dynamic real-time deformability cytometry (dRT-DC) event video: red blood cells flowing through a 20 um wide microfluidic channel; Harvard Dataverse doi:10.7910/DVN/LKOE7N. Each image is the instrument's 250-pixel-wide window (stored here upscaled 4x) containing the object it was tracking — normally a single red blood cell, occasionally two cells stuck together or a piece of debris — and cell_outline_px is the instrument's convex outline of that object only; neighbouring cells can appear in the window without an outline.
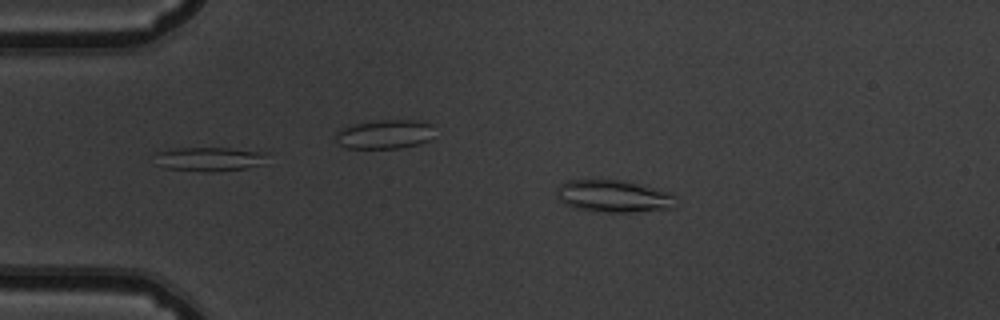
{"species": "common noctule bat (a hibernating species)", "species_latin": "Nyctalus noctula", "temperature_condition": "warm", "stored_images_in_passage": 53, "camera_frame_rate_fps": 3000, "um_per_image_px": 0.085, "animal": {"sex": "male", "body_mass_g": 19.5, "forearm_length_mm": 54.6}, "frame": {"image": 1, "passage_image": 10, "time_ms": 3.0, "image_size_px": [1000, 320], "cell_outline_px": [[680, 200], [676, 208], [628, 212], [600, 212], [572, 208], [564, 204], [556, 196], [556, 188], [560, 184], [568, 180], [624, 180], [668, 192], [676, 196]], "centroid_in_image_um": [52.17, 16.69], "position_along_channel_um": 32.8, "area_um2": 22.77}}
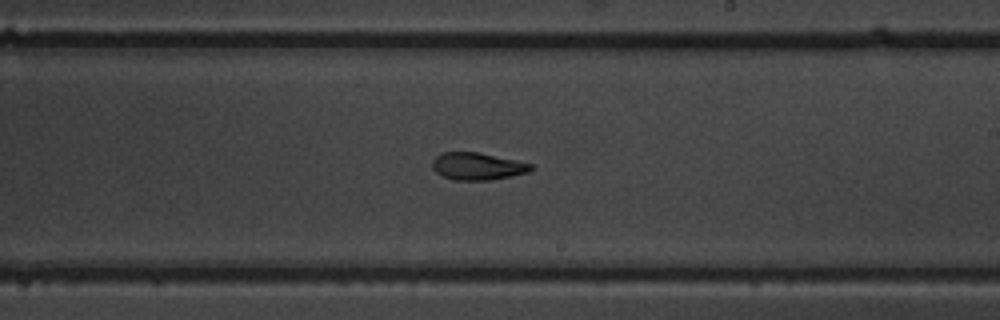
{"frame": {"image": 2, "passage_image": 31, "time_ms": 10.0, "image_size_px": [1000, 320], "cell_outline_px": [[536, 168], [528, 172], [512, 176], [492, 180], [456, 180], [444, 176], [436, 172], [432, 168], [432, 160], [440, 152], [480, 152], [532, 164]], "centroid_in_image_um": [40.59, 14.13], "position_along_channel_um": 248.4, "area_um2": 15.78}}
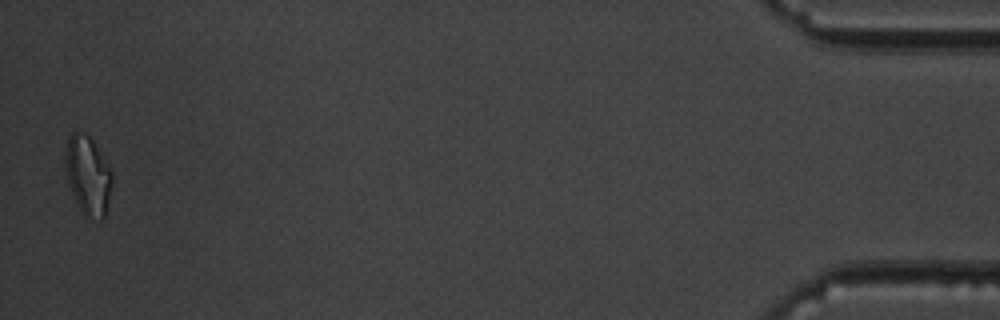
{"frame": {"image": 3, "passage_image": 52, "time_ms": 17.0, "image_size_px": [1000, 320], "cell_outline_px": [[112, 188], [104, 220], [100, 220], [84, 216], [76, 204], [68, 184], [64, 172], [64, 160], [68, 136], [72, 132], [84, 132], [92, 140], [112, 172]], "centroid_in_image_um": [7.45, 14.95], "position_along_channel_um": 427.8, "area_um2": 21.85}, "authors_computed_cell_mechanics": {"area_um2": 17.1088, "velocity_mm_per_s": 3.8059, "shape_relaxation_time_tau1_ms": null, "shape_relaxation_time_tau2_ms": 1.3986, "deformation_change_tau1": null, "deformation_change_tau2": 0.0773}}